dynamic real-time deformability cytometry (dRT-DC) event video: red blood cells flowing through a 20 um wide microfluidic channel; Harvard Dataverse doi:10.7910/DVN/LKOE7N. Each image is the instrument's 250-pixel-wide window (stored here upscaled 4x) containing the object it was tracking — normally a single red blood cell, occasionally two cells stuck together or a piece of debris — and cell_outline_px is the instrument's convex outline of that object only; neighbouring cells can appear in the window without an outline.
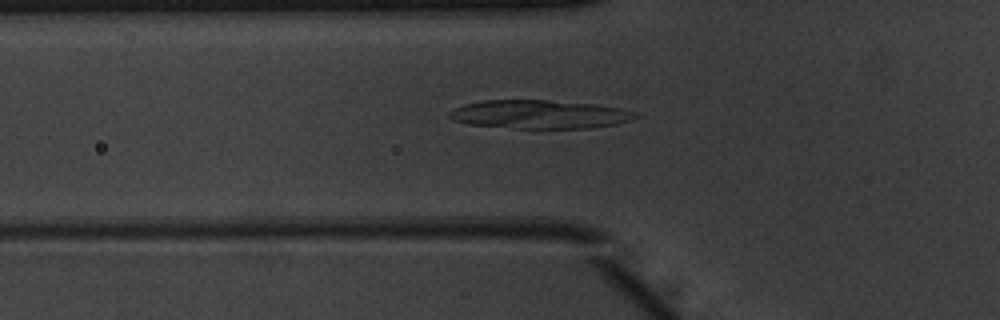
{"species": "common noctule bat (a hibernating species)", "species_latin": "Nyctalus noctula", "temperature_condition": "warm", "stored_images_in_passage": 52, "camera_frame_rate_fps": 3000, "um_per_image_px": 0.085, "animal": {"sex": "male", "body_mass_g": 20.1, "forearm_length_mm": 53.5}, "frame": {"image": 1, "passage_image": 19, "time_ms": 6.0, "image_size_px": [1000, 320], "cell_outline_px": [[640, 116], [632, 120], [616, 124], [592, 128], [516, 128], [468, 124], [456, 120], [448, 116], [448, 112], [452, 108], [464, 104], [484, 100], [548, 100], [596, 104], [620, 108], [636, 112]], "centroid_in_image_um": [45.89, 9.71], "position_along_channel_um": 79.9, "area_um2": 31.04}}
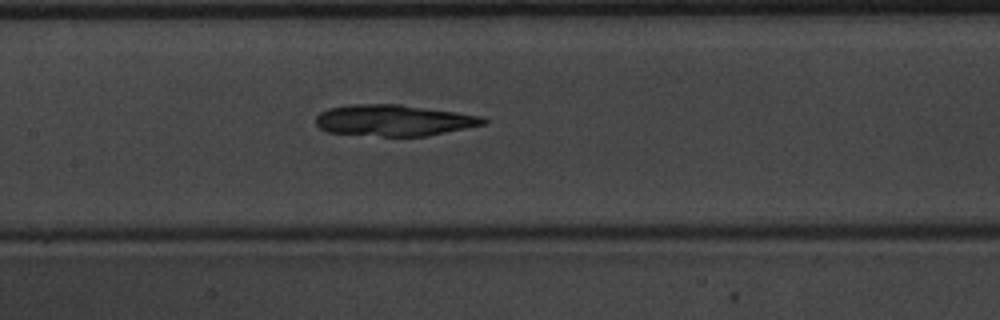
{"frame": {"image": 2, "passage_image": 26, "time_ms": 8.333, "image_size_px": [1000, 320], "cell_outline_px": [[488, 120], [484, 124], [428, 136], [380, 136], [328, 132], [320, 128], [316, 124], [316, 116], [320, 112], [328, 108], [348, 104], [400, 104], [484, 116]], "centroid_in_image_um": [33.47, 10.22], "position_along_channel_um": 173.9, "area_um2": 30.58}}
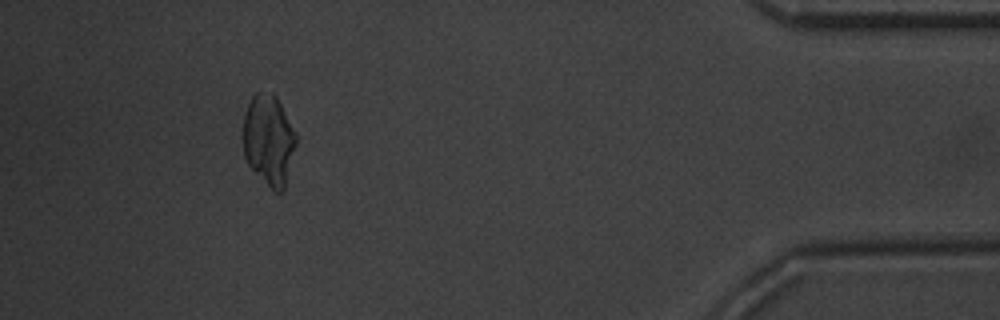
{"frame": {"image": 3, "passage_image": 48, "time_ms": 15.667, "image_size_px": [1000, 320], "cell_outline_px": [[296, 144], [284, 192], [276, 192], [248, 164], [244, 156], [244, 116], [248, 104], [252, 96], [256, 92], [272, 92], [276, 96], [296, 132]], "centroid_in_image_um": [22.86, 11.87], "position_along_channel_um": 412.3, "area_um2": 27.69}, "authors_computed_cell_mechanics": {"area_um2": 29.8826, "velocity_mm_per_s": 3.9675, "shape_relaxation_time_tau1_ms": 3.7139, "shape_relaxation_time_tau2_ms": 2.6634, "deformation_change_tau1": 0.1472, "deformation_change_tau2": 0.053}}